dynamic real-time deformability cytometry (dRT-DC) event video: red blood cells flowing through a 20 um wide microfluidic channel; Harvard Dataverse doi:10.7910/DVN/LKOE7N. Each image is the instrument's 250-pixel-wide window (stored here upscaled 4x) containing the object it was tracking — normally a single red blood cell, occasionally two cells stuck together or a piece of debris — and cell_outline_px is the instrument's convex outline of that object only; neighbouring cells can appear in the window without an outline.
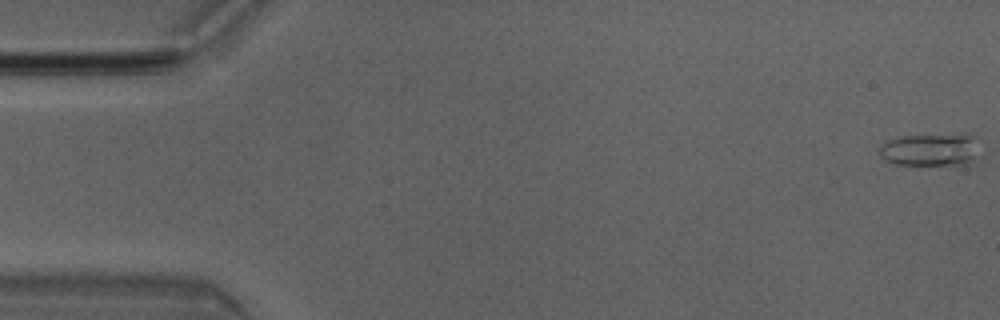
{"species": "Egyptian fruit bat (a non-hibernating species)", "species_latin": "Rousettus aegyptiacus", "temperature_condition": "room temperature", "stored_images_in_passage": 6, "camera_frame_rate_fps": 3000, "um_per_image_px": 0.085, "animal": {"sex": "male"}, "frame": {"image": 1, "passage_image": 1, "time_ms": 0.0, "image_size_px": [1000, 320], "cell_outline_px": [[972, 160], [968, 164], [892, 164], [880, 156], [880, 144], [888, 140], [900, 136], [964, 132], [968, 132], [972, 136]], "centroid_in_image_um": [78.96, 12.68], "position_along_channel_um": 6.0, "area_um2": 18.79}}
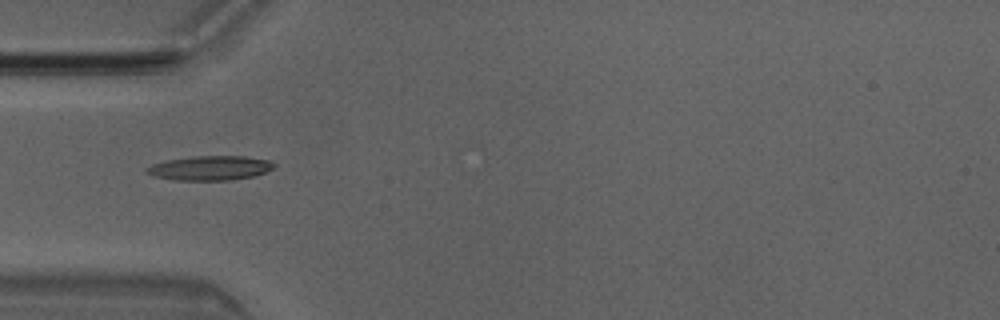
{"frame": {"image": 2, "passage_image": 5, "time_ms": 1.333, "image_size_px": [1000, 320], "cell_outline_px": [[276, 164], [272, 168], [264, 172], [252, 176], [232, 180], [176, 180], [152, 176], [144, 172], [144, 168], [152, 164], [164, 160], [192, 156], [244, 156], [272, 160]], "centroid_in_image_um": [17.8, 14.27], "position_along_channel_um": 67.2, "area_um2": 18.32}}